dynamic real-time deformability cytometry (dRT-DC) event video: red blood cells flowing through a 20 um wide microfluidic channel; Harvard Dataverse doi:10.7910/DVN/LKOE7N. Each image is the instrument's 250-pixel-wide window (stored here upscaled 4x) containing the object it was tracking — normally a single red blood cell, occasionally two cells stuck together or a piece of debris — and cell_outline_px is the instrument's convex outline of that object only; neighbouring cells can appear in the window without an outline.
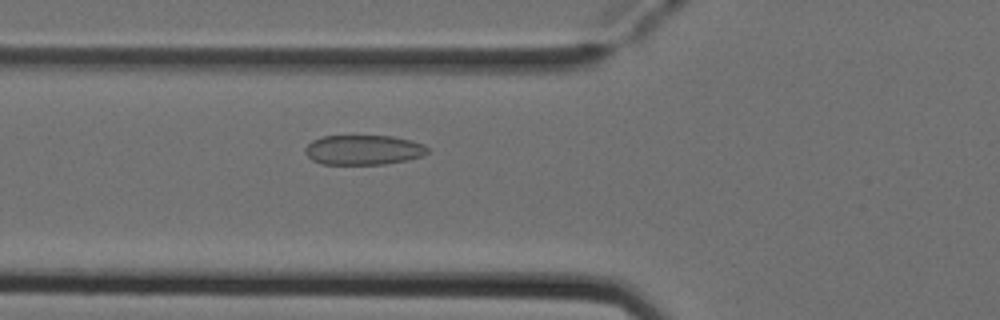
{"species": "Egyptian fruit bat (a non-hibernating species)", "species_latin": "Rousettus aegyptiacus", "temperature_condition": "cold", "stored_images_in_passage": 49, "camera_frame_rate_fps": 3000, "um_per_image_px": 0.085, "animal": {"sex": "female"}, "frame": {"image": 1, "passage_image": 19, "time_ms": 6.0, "image_size_px": [1000, 320], "cell_outline_px": [[428, 152], [420, 156], [408, 160], [384, 164], [320, 164], [312, 160], [304, 152], [304, 148], [312, 140], [324, 136], [392, 136], [424, 144], [428, 148]], "centroid_in_image_um": [30.86, 12.74], "position_along_channel_um": 94.9, "area_um2": 21.21}}
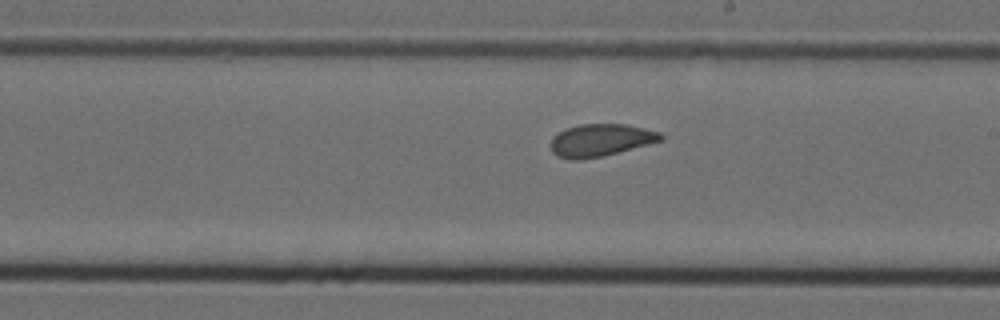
{"frame": {"image": 2, "passage_image": 30, "time_ms": 9.667, "image_size_px": [1000, 320], "cell_outline_px": [[664, 140], [604, 156], [580, 160], [568, 160], [556, 156], [552, 152], [552, 136], [568, 128], [580, 124], [628, 124], [660, 132], [664, 136]], "centroid_in_image_um": [51.07, 11.93], "position_along_channel_um": 237.9, "area_um2": 20.92}}
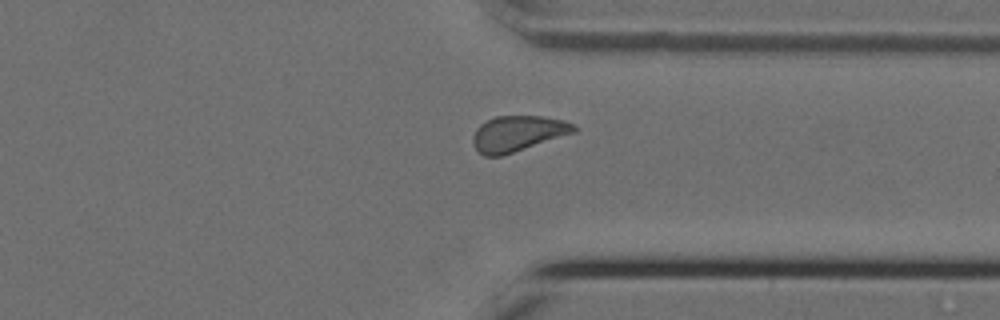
{"frame": {"image": 3, "passage_image": 40, "time_ms": 13.0, "image_size_px": [1000, 320], "cell_outline_px": [[576, 132], [500, 156], [484, 156], [472, 144], [472, 140], [476, 128], [480, 124], [496, 116], [540, 116], [564, 120], [576, 124]], "centroid_in_image_um": [44.01, 11.34], "position_along_channel_um": 367.4, "area_um2": 20.81}, "authors_computed_cell_mechanics": {"area_um2": 21.1548, "velocity_mm_per_s": 3.8982, "shape_relaxation_time_tau1_ms": 5.1304, "shape_relaxation_time_tau2_ms": 1.0464, "deformation_change_tau1": 0.0903, "deformation_change_tau2": 0.0604}}